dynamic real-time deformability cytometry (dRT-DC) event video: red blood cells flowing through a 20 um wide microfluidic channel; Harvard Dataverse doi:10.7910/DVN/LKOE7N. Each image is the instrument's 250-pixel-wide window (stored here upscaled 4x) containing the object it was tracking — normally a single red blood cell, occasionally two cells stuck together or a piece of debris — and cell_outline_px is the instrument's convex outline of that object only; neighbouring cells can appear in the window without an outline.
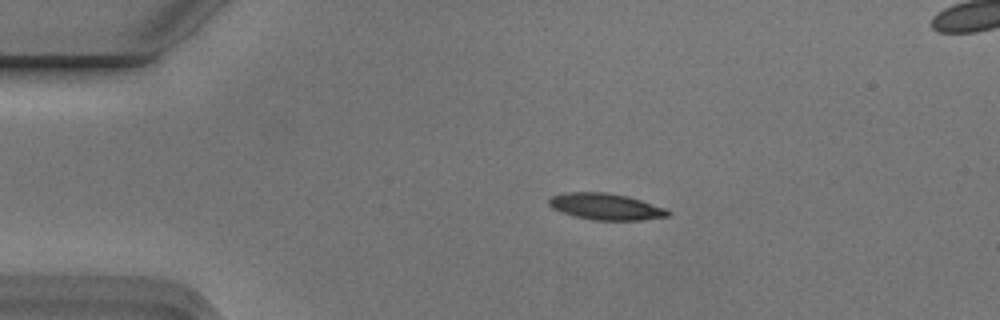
{"species": "Egyptian fruit bat (a non-hibernating species)", "species_latin": "Rousettus aegyptiacus", "temperature_condition": "cold", "stored_images_in_passage": 5, "camera_frame_rate_fps": 3000, "um_per_image_px": 0.085, "animal": {"sex": "male"}, "frame": {"image": 1, "passage_image": 2, "time_ms": 0.333, "image_size_px": [1000, 320], "cell_outline_px": [[672, 212], [668, 216], [640, 220], [596, 220], [576, 216], [560, 212], [552, 208], [548, 204], [548, 200], [552, 196], [564, 192], [608, 192], [628, 196], [664, 208]], "centroid_in_image_um": [51.46, 17.55], "position_along_channel_um": 33.5, "area_um2": 18.26}}